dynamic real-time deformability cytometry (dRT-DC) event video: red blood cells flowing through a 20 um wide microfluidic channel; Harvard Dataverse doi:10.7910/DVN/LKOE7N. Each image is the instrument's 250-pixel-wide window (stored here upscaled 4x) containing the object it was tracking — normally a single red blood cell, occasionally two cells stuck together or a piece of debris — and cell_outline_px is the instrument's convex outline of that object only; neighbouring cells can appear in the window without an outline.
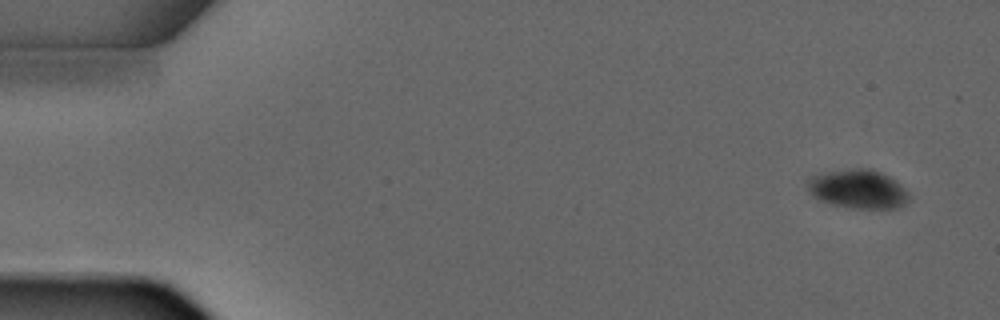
{"species": "common noctule bat (a hibernating species)", "species_latin": "Nyctalus noctula", "temperature_condition": "warm", "stored_images_in_passage": 5, "camera_frame_rate_fps": 3000, "um_per_image_px": 0.085, "animal": {"sex": "male", "forearm_length_mm": 52.5}, "frame": {"image": 1, "passage_image": 1, "time_ms": 0.0, "image_size_px": [1000, 320], "cell_outline_px": [[908, 200], [900, 208], [848, 208], [832, 204], [820, 200], [812, 196], [804, 184], [804, 180], [808, 176], [816, 172], [852, 168], [872, 168], [896, 180], [908, 192]], "centroid_in_image_um": [72.83, 16.04], "position_along_channel_um": 12.2, "area_um2": 23.7}}
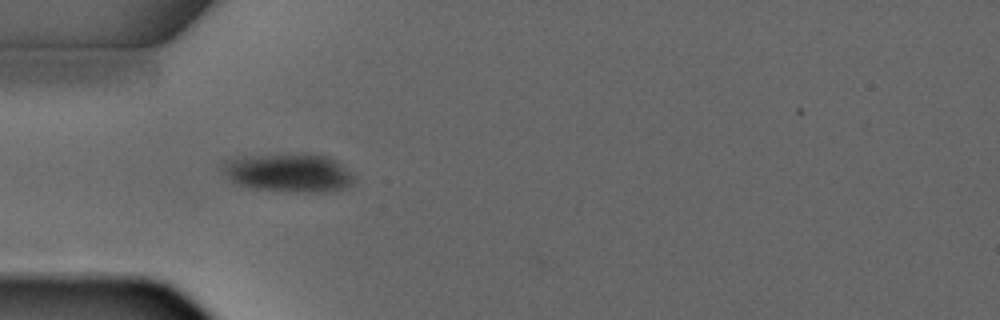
{"frame": {"image": 2, "passage_image": 4, "time_ms": 3.667, "image_size_px": [1000, 320], "cell_outline_px": [[356, 180], [352, 184], [344, 188], [324, 192], [296, 192], [256, 188], [236, 184], [220, 172], [220, 168], [224, 160], [244, 156], [304, 152], [328, 156], [344, 164]], "centroid_in_image_um": [24.53, 14.65], "position_along_channel_um": 60.5, "area_um2": 30.23}}